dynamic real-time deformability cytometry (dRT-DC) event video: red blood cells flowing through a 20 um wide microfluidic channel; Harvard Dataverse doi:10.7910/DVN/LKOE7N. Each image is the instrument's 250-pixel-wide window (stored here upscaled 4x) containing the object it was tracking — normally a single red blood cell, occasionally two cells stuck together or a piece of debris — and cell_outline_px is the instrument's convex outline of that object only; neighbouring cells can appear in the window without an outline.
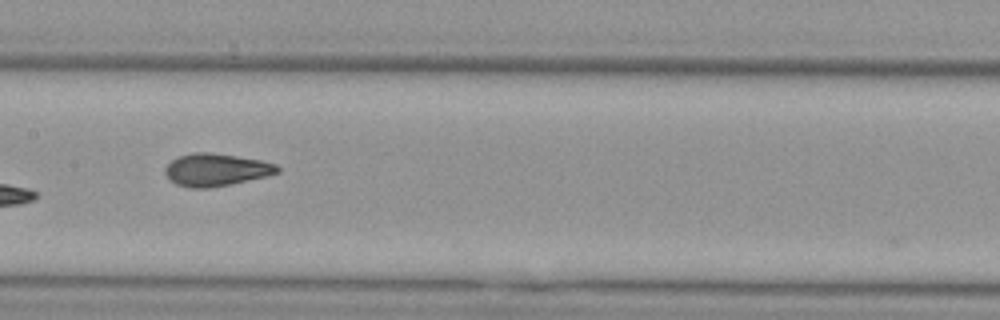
{"species": "Egyptian fruit bat (a non-hibernating species)", "species_latin": "Rousettus aegyptiacus", "temperature_condition": "cold", "stored_images_in_passage": 8, "camera_frame_rate_fps": 3000, "um_per_image_px": 0.085, "animal": {"sex": "female"}, "frame": {"image": 1, "passage_image": 7, "time_ms": 7.333, "image_size_px": [1000, 320], "cell_outline_px": [[280, 172], [268, 176], [232, 184], [208, 188], [188, 188], [176, 184], [164, 172], [164, 168], [172, 160], [180, 156], [196, 152], [212, 152], [260, 160], [276, 164], [280, 168]], "centroid_in_image_um": [18.39, 14.44], "position_along_channel_um": 189.0, "area_um2": 21.27}}
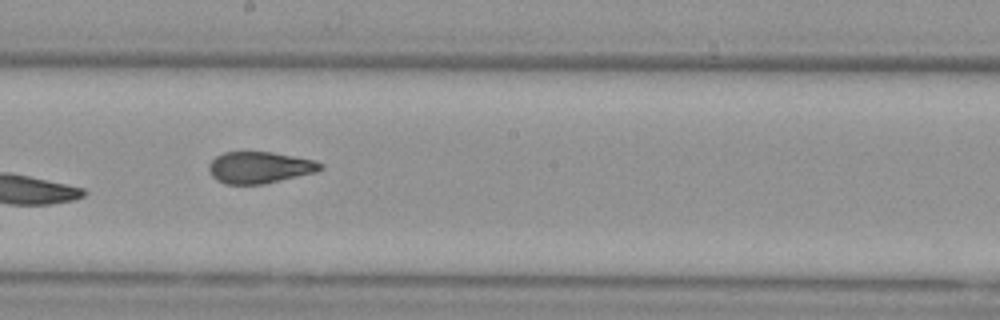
{"frame": {"image": 2, "passage_image": 8, "time_ms": 8.333, "image_size_px": [1000, 320], "cell_outline_px": [[324, 168], [316, 172], [264, 184], [224, 184], [216, 180], [212, 176], [208, 168], [208, 164], [216, 156], [224, 152], [272, 152], [316, 160], [324, 164]], "centroid_in_image_um": [22.08, 14.23], "position_along_channel_um": 226.1, "area_um2": 20.69}}